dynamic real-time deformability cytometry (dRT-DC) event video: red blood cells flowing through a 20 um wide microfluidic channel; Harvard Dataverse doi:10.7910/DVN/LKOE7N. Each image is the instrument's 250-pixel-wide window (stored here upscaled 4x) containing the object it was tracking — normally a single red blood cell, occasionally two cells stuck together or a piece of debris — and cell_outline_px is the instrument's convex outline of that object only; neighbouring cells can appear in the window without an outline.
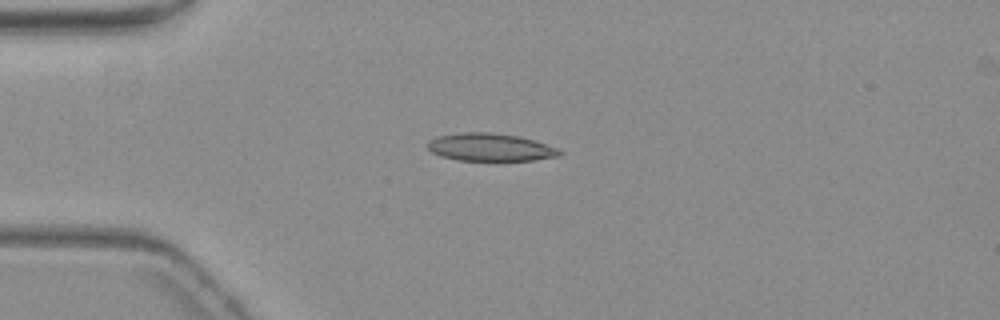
{"species": "common noctule bat (a hibernating species)", "species_latin": "Nyctalus noctula", "temperature_condition": "warm", "stored_images_in_passage": 4, "camera_frame_rate_fps": 3000, "um_per_image_px": 0.085, "animal": {"sex": "female", "body_mass_g": 19.3, "forearm_length_mm": 54.1}, "frame": {"image": 1, "passage_image": 3, "time_ms": 3.0, "image_size_px": [1000, 320], "cell_outline_px": [[564, 152], [560, 156], [532, 160], [456, 160], [440, 156], [432, 152], [428, 148], [428, 140], [436, 136], [460, 132], [492, 132], [520, 136], [560, 148]], "centroid_in_image_um": [41.69, 12.5], "position_along_channel_um": 43.3, "area_um2": 21.56}}